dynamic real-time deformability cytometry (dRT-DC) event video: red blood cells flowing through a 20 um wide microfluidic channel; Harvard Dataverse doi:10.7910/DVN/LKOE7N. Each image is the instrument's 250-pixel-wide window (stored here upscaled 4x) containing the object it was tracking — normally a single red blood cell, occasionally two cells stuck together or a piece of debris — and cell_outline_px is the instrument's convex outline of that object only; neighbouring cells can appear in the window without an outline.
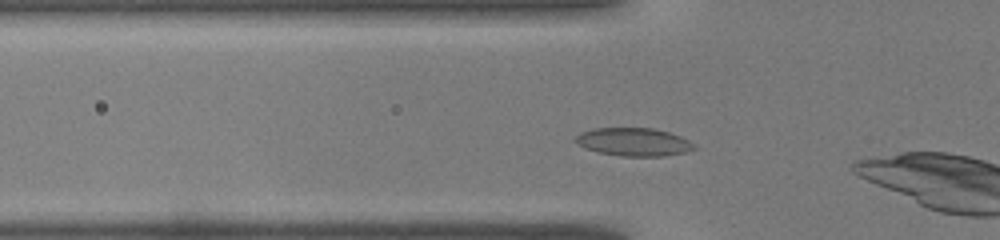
{"species": "common noctule bat (a hibernating species)", "species_latin": "Nyctalus noctula", "temperature_condition": "warm", "stored_images_in_passage": 7, "camera_frame_rate_fps": 3000, "um_per_image_px": 0.085, "animal": {"sex": "male", "body_mass_g": 19.0, "forearm_length_mm": 50.8}, "frame": {"image": 1, "passage_image": 6, "time_ms": 1.667, "image_size_px": [1000, 240], "cell_outline_px": [[672, 152], [608, 152], [592, 148], [588, 132], [604, 128], [644, 128], [664, 132], [672, 136]], "centroid_in_image_um": [53.61, 11.93], "position_along_channel_um": 72.2, "area_um2": 13.12}}